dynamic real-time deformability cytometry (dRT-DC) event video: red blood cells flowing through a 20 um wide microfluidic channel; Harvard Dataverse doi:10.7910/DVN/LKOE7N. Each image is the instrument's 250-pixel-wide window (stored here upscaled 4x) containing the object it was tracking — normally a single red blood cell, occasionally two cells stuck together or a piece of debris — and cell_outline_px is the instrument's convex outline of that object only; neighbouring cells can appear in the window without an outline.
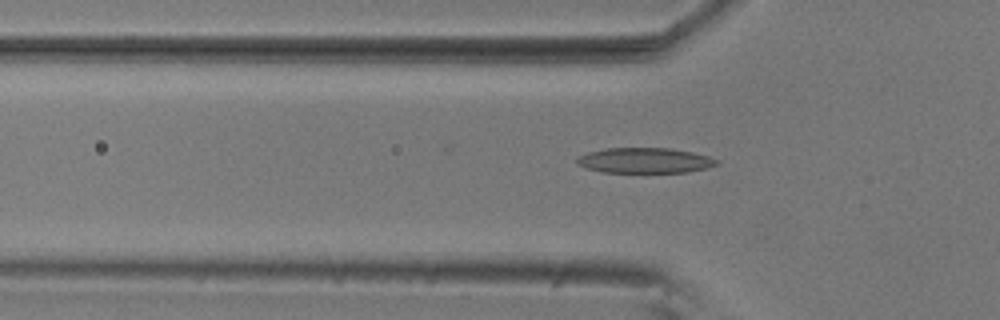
{"species": "common noctule bat (a hibernating species)", "species_latin": "Nyctalus noctula", "temperature_condition": "room temperature", "stored_images_in_passage": 51, "camera_frame_rate_fps": 3000, "um_per_image_px": 0.085, "animal": {"sex": "male", "body_mass_g": 20.5, "forearm_length_mm": 52.5}, "frame": {"image": 1, "passage_image": 16, "time_ms": 5.0, "image_size_px": [1000, 320], "cell_outline_px": [[720, 164], [708, 168], [688, 172], [600, 172], [576, 164], [576, 160], [580, 156], [588, 152], [604, 148], [672, 148], [692, 152], [708, 156], [720, 160]], "centroid_in_image_um": [54.85, 13.64], "position_along_channel_um": 70.9, "area_um2": 20.75}}
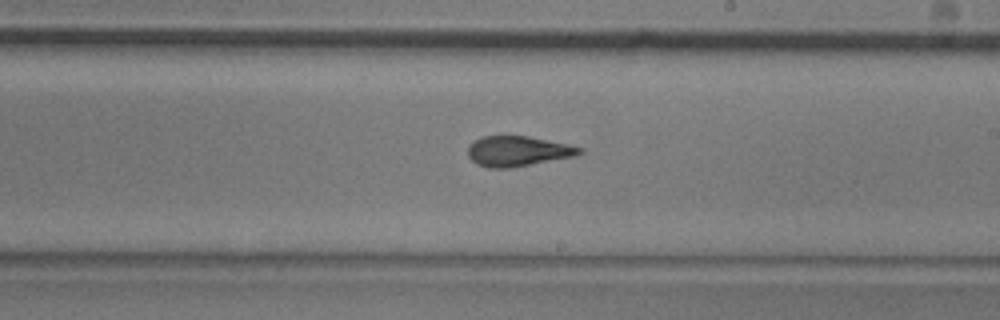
{"frame": {"image": 2, "passage_image": 30, "time_ms": 9.667, "image_size_px": [1000, 320], "cell_outline_px": [[584, 152], [576, 156], [508, 168], [488, 168], [476, 164], [468, 156], [468, 144], [484, 136], [528, 136], [568, 144], [584, 148]], "centroid_in_image_um": [44.03, 12.85], "position_along_channel_um": 245.0, "area_um2": 19.65}}
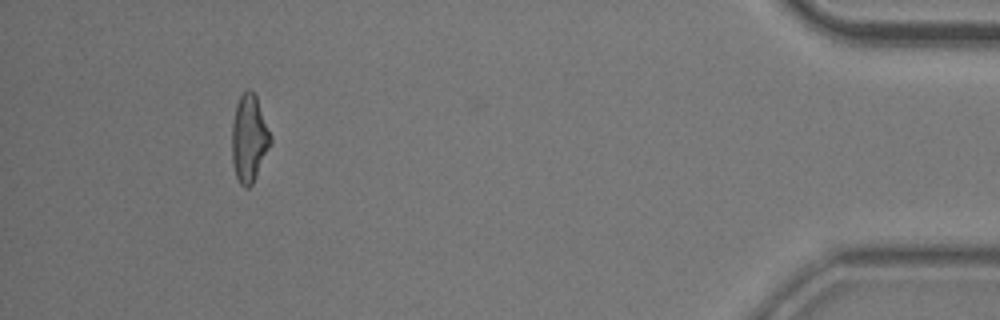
{"frame": {"image": 3, "passage_image": 49, "time_ms": 16.0, "image_size_px": [1000, 320], "cell_outline_px": [[272, 144], [252, 184], [248, 188], [244, 188], [240, 184], [236, 176], [232, 160], [232, 124], [236, 104], [240, 96], [248, 88], [256, 96], [272, 136]], "centroid_in_image_um": [21.19, 11.78], "position_along_channel_um": 414.0, "area_um2": 19.71}, "authors_computed_cell_mechanics": {"area_um2": 19.7676, "velocity_mm_per_s": 3.7095, "shape_relaxation_time_tau1_ms": 4.6535, "shape_relaxation_time_tau2_ms": 1.3464, "deformation_change_tau1": 0.1818, "deformation_change_tau2": 0.0998}}